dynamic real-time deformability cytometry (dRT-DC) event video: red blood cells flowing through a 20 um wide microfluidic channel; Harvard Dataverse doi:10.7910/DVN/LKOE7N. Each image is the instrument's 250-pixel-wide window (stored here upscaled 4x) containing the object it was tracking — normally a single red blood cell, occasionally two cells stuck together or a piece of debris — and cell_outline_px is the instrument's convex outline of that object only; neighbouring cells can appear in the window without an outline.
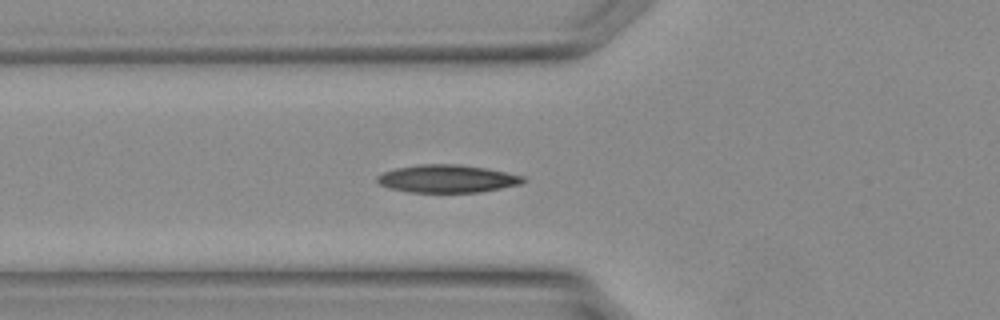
{"species": "Egyptian fruit bat (a non-hibernating species)", "species_latin": "Rousettus aegyptiacus", "temperature_condition": "warm", "stored_images_in_passage": 29, "camera_frame_rate_fps": 3000, "um_per_image_px": 0.085, "animal": {"sex": "female"}, "frame": {"image": 1, "passage_image": 6, "time_ms": 1.667, "image_size_px": [1000, 320], "cell_outline_px": [[528, 180], [520, 184], [480, 192], [408, 192], [392, 188], [380, 184], [376, 180], [376, 176], [384, 172], [396, 168], [420, 164], [460, 164], [484, 168], [524, 176]], "centroid_in_image_um": [38.02, 15.19], "position_along_channel_um": 87.8, "area_um2": 23.47}}